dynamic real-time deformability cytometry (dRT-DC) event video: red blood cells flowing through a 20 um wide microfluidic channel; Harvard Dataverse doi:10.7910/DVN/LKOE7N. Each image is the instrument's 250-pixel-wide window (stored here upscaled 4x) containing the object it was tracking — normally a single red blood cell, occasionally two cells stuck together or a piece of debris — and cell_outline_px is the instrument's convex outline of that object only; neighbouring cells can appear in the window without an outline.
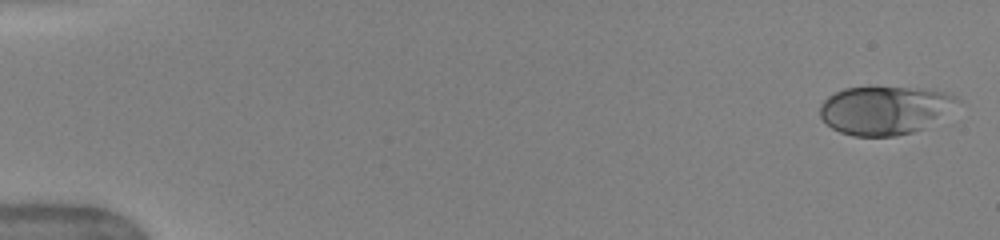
{"species": "human", "species_latin": "Homo sapiens", "temperature_condition": "warm", "stored_images_in_passage": 9, "camera_frame_rate_fps": 3000, "um_per_image_px": 0.085, "donor": {"sex": "female"}, "frame": {"image": 1, "passage_image": 1, "time_ms": 0.0, "image_size_px": [1000, 240], "cell_outline_px": [[960, 100], [924, 128], [912, 132], [896, 136], [852, 136], [840, 132], [832, 128], [820, 116], [820, 104], [828, 96], [844, 88], [920, 88], [944, 92], [956, 96]], "centroid_in_image_um": [75.14, 9.37], "position_along_channel_um": 9.9, "area_um2": 38.03}}